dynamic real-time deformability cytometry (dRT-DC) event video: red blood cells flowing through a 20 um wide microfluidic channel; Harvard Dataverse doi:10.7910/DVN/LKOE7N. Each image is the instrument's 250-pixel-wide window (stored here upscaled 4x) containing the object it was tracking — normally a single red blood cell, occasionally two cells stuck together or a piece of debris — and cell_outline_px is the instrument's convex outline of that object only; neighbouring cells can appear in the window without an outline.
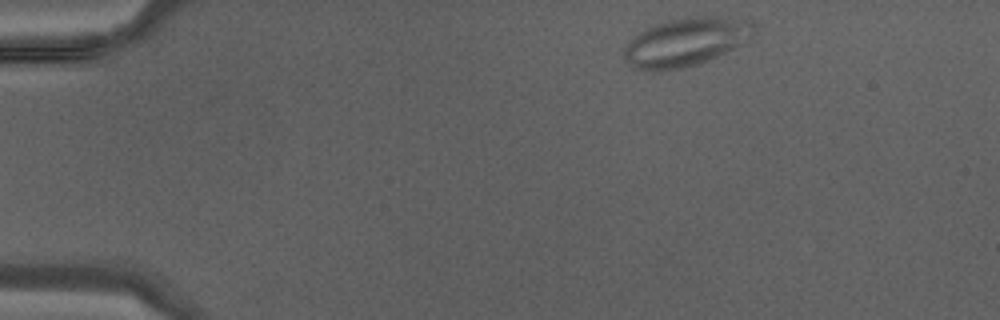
{"species": "Egyptian fruit bat (a non-hibernating species)", "species_latin": "Rousettus aegyptiacus", "temperature_condition": "warm", "stored_images_in_passage": 37, "segment_of_instrument_passage": [1, 2], "camera_frame_rate_fps": 3000, "um_per_image_px": 0.085, "animal": {"sex": "male"}, "frame": {"image": 1, "passage_image": 1, "time_ms": 0.0, "image_size_px": [1000, 320], "cell_outline_px": [[756, 32], [752, 36], [740, 44], [700, 64], [684, 68], [660, 72], [652, 72], [632, 68], [624, 56], [624, 48], [640, 32], [656, 24], [668, 20], [688, 16], [716, 16], [752, 20], [756, 24]], "centroid_in_image_um": [58.32, 3.57], "position_along_channel_um": 26.7, "area_um2": 36.76}}